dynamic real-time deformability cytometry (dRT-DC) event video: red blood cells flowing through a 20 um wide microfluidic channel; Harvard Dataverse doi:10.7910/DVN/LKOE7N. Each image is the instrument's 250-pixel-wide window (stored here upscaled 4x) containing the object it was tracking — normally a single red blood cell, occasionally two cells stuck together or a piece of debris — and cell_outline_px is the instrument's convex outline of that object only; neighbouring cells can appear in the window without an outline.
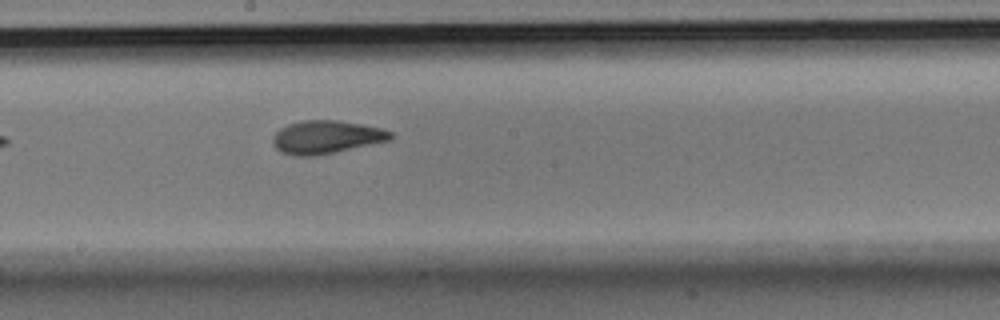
{"species": "Egyptian fruit bat (a non-hibernating species)", "species_latin": "Rousettus aegyptiacus", "temperature_condition": "room temperature", "stored_images_in_passage": 9, "camera_frame_rate_fps": 3000, "um_per_image_px": 0.085, "animal": {"sex": "male"}, "frame": {"image": 1, "passage_image": 9, "time_ms": 2.667, "image_size_px": [1000, 320], "cell_outline_px": [[392, 136], [388, 140], [316, 156], [292, 156], [276, 148], [272, 144], [272, 136], [280, 128], [288, 124], [300, 120], [340, 120], [380, 128], [392, 132]], "centroid_in_image_um": [27.66, 11.64], "position_along_channel_um": 220.5, "area_um2": 22.54}}